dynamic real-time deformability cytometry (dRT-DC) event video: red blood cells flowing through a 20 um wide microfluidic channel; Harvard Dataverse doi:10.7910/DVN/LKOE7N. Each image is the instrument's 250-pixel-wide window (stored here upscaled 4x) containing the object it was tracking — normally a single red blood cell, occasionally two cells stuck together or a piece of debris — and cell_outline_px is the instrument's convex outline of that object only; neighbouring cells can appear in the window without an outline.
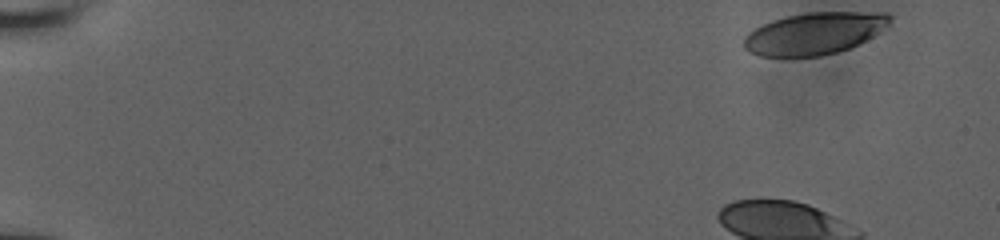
{"species": "human", "species_latin": "Homo sapiens", "temperature_condition": "room temperature", "stored_images_in_passage": 38, "camera_frame_rate_fps": 3000, "um_per_image_px": 0.085, "donor": {"sex": "male"}, "frame": {"image": 1, "passage_image": 1, "time_ms": 0.0, "image_size_px": [1000, 240], "cell_outline_px": [[892, 16], [888, 24], [872, 36], [848, 48], [836, 52], [820, 56], [760, 56], [748, 52], [744, 48], [744, 36], [748, 32], [772, 20], [788, 16], [808, 12], [888, 12]], "centroid_in_image_um": [69.19, 2.83], "position_along_channel_um": 15.8, "area_um2": 35.37}}